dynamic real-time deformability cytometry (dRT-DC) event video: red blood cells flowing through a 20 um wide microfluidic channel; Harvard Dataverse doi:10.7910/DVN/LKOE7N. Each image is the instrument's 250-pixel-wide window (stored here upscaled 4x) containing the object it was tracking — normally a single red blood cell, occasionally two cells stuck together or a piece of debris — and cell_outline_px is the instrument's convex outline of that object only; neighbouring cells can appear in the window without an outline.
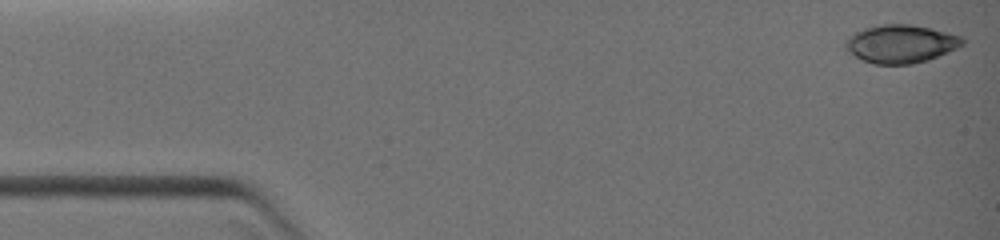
{"species": "common noctule bat (a hibernating species)", "species_latin": "Nyctalus noctula", "temperature_condition": "warm", "stored_images_in_passage": 6, "camera_frame_rate_fps": 3000, "um_per_image_px": 0.085, "animal": {"sex": "female", "body_mass_g": 19.0, "forearm_length_mm": 51.5}, "frame": {"image": 1, "passage_image": 1, "time_ms": 0.0, "image_size_px": [1000, 240], "cell_outline_px": [[964, 44], [956, 48], [928, 60], [912, 64], [872, 64], [848, 52], [844, 48], [844, 44], [848, 36], [864, 28], [880, 24], [912, 24], [932, 28], [964, 36]], "centroid_in_image_um": [76.57, 3.71], "position_along_channel_um": 8.4, "area_um2": 26.18}}
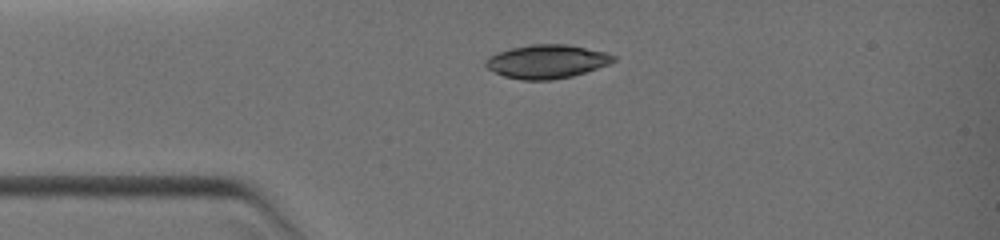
{"frame": {"image": 2, "passage_image": 5, "time_ms": 2.667, "image_size_px": [1000, 240], "cell_outline_px": [[616, 60], [608, 64], [572, 76], [552, 80], [524, 80], [504, 76], [488, 68], [484, 64], [484, 60], [488, 56], [496, 52], [512, 48], [532, 44], [568, 44], [608, 52], [616, 56]], "centroid_in_image_um": [46.48, 5.22], "position_along_channel_um": 38.5, "area_um2": 25.09}}